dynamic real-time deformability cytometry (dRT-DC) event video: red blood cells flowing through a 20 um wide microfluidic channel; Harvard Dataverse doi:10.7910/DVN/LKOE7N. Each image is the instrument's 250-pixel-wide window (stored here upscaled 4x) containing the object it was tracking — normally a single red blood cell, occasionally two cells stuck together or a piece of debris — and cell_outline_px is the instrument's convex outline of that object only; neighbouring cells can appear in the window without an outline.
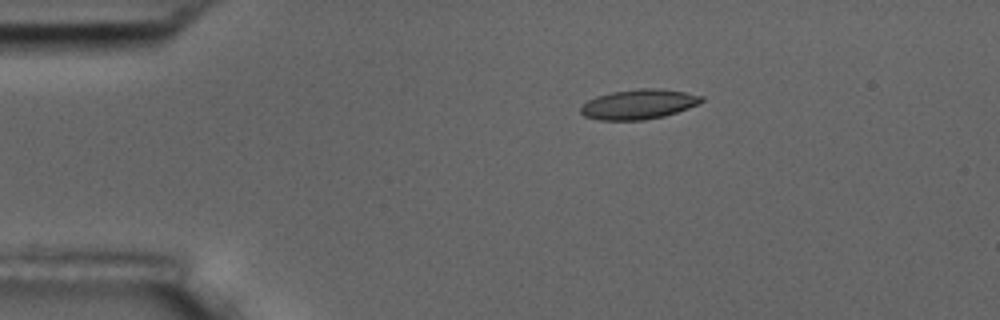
{"species": "common noctule bat (a hibernating species)", "species_latin": "Nyctalus noctula", "temperature_condition": "room temperature", "stored_images_in_passage": 9, "camera_frame_rate_fps": 3000, "um_per_image_px": 0.085, "animal": {"sex": "male", "body_mass_g": 17.5, "forearm_length_mm": 52.3}, "frame": {"image": 1, "passage_image": 2, "time_ms": 1.333, "image_size_px": [1000, 320], "cell_outline_px": [[704, 100], [688, 108], [664, 116], [644, 120], [600, 120], [584, 116], [580, 112], [580, 108], [588, 100], [596, 96], [612, 92], [640, 88], [652, 88], [684, 92], [704, 96]], "centroid_in_image_um": [54.26, 8.86], "position_along_channel_um": 30.7, "area_um2": 20.81}}
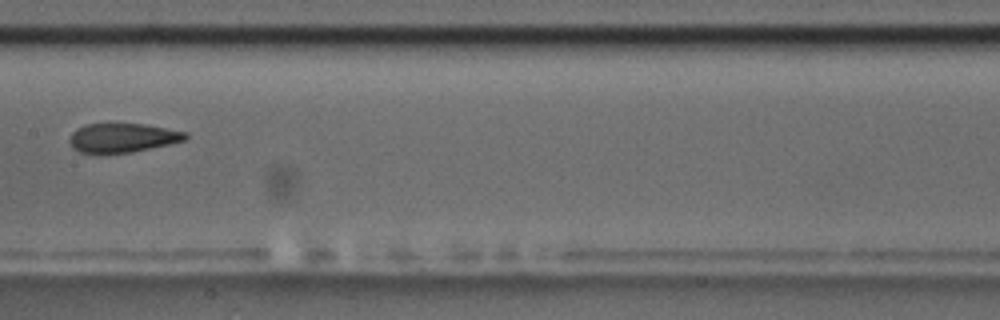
{"frame": {"image": 2, "passage_image": 7, "time_ms": 7.333, "image_size_px": [1000, 320], "cell_outline_px": [[188, 136], [184, 140], [168, 144], [132, 152], [104, 156], [100, 156], [80, 152], [72, 148], [68, 140], [72, 132], [76, 128], [84, 124], [144, 124], [188, 132]], "centroid_in_image_um": [10.33, 11.75], "position_along_channel_um": 197.1, "area_um2": 20.23}}
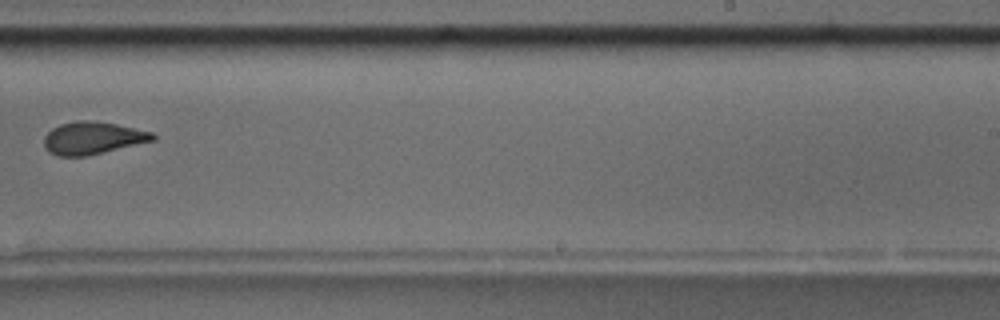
{"frame": {"image": 3, "passage_image": 9, "time_ms": 9.667, "image_size_px": [1000, 320], "cell_outline_px": [[156, 140], [88, 156], [60, 156], [48, 152], [44, 144], [44, 136], [52, 128], [60, 124], [76, 120], [88, 120], [116, 124], [152, 132], [156, 136]], "centroid_in_image_um": [7.87, 11.73], "position_along_channel_um": 281.1, "area_um2": 20.63}}